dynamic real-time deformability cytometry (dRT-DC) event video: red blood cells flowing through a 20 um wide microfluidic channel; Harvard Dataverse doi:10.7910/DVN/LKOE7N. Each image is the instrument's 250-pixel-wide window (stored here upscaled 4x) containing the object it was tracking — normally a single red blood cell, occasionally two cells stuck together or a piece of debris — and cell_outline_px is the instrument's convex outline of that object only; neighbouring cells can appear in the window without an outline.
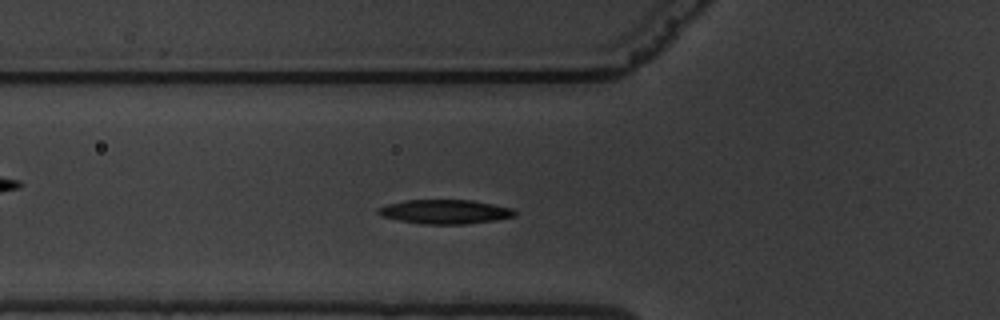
{"species": "common noctule bat (a hibernating species)", "species_latin": "Nyctalus noctula", "temperature_condition": "warm", "stored_images_in_passage": 53, "segment_of_instrument_passage": [1, 2], "camera_frame_rate_fps": 3000, "um_per_image_px": 0.085, "animal": {"sex": "male", "body_mass_g": 19.5, "forearm_length_mm": 54.6}, "frame": {"image": 1, "passage_image": 13, "time_ms": 4.0, "image_size_px": [1000, 320], "cell_outline_px": [[516, 216], [496, 220], [464, 224], [424, 224], [400, 220], [380, 216], [376, 212], [376, 208], [388, 204], [404, 200], [472, 200], [512, 208], [516, 212]], "centroid_in_image_um": [37.81, 17.99], "position_along_channel_um": 88.0, "area_um2": 19.25}}
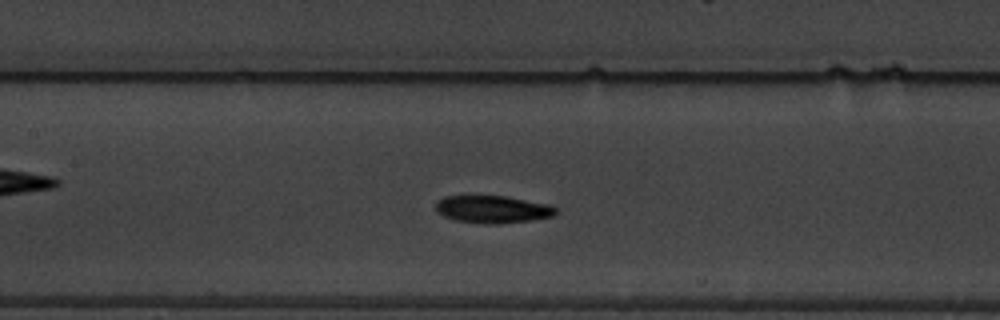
{"frame": {"image": 2, "passage_image": 20, "time_ms": 6.333, "image_size_px": [1000, 320], "cell_outline_px": [[556, 212], [552, 216], [532, 220], [500, 224], [480, 224], [456, 220], [444, 216], [436, 212], [436, 200], [444, 196], [504, 196], [548, 204], [556, 208]], "centroid_in_image_um": [41.83, 17.8], "position_along_channel_um": 165.6, "area_um2": 19.25}}
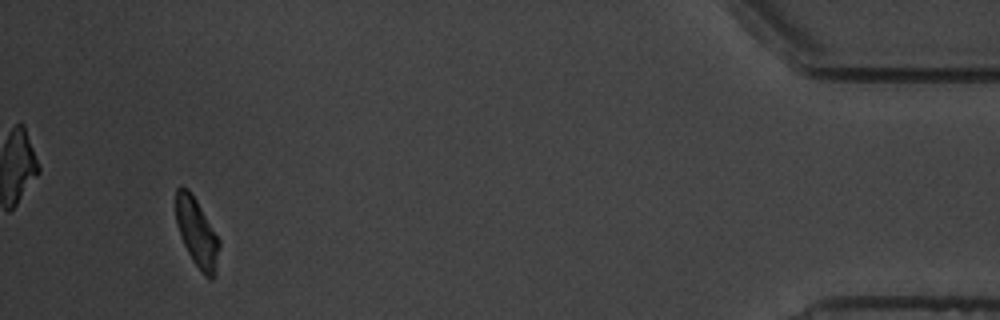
{"frame": {"image": 3, "passage_image": 49, "time_ms": 16.0, "image_size_px": [1000, 320], "cell_outline_px": [[220, 244], [216, 272], [212, 280], [204, 276], [200, 272], [192, 260], [180, 236], [176, 224], [176, 188], [180, 184], [188, 188], [196, 200], [220, 240]], "centroid_in_image_um": [16.73, 19.79], "position_along_channel_um": 418.5, "area_um2": 17.46}}